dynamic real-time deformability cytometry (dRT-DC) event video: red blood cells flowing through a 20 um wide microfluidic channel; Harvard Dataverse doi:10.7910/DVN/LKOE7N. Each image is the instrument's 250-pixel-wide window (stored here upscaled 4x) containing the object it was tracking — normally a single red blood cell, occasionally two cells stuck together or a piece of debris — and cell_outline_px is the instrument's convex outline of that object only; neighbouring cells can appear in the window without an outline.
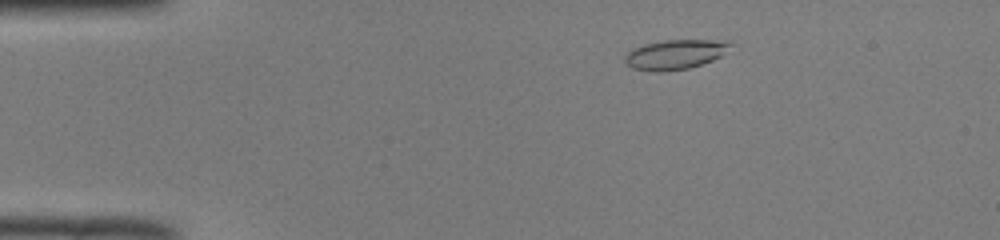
{"species": "common noctule bat (a hibernating species)", "species_latin": "Nyctalus noctula", "temperature_condition": "room temperature", "stored_images_in_passage": 49, "camera_frame_rate_fps": 3000, "um_per_image_px": 0.085, "animal": {"sex": "male", "body_mass_g": 19.0, "forearm_length_mm": 50.8}, "frame": {"image": 1, "passage_image": 7, "time_ms": 2.0, "image_size_px": [1000, 240], "cell_outline_px": [[732, 44], [720, 56], [712, 60], [688, 68], [656, 72], [632, 68], [624, 64], [624, 60], [628, 52], [632, 48], [644, 44], [664, 40], [708, 40]], "centroid_in_image_um": [57.27, 4.64], "position_along_channel_um": 27.7, "area_um2": 17.8}}
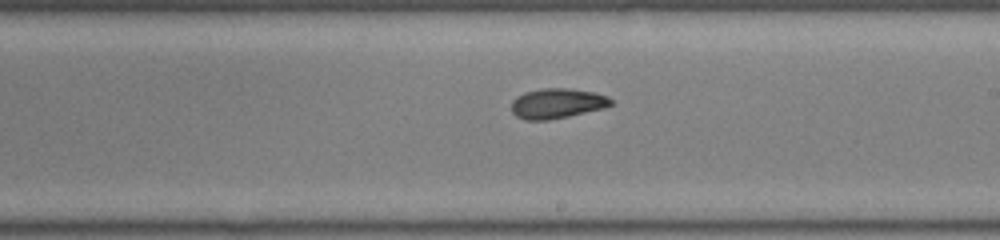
{"frame": {"image": 2, "passage_image": 28, "time_ms": 9.0, "image_size_px": [1000, 240], "cell_outline_px": [[612, 104], [604, 108], [568, 116], [548, 120], [524, 120], [516, 116], [512, 112], [512, 100], [516, 96], [524, 92], [544, 88], [568, 88], [592, 92], [608, 96], [612, 100]], "centroid_in_image_um": [47.33, 8.79], "position_along_channel_um": 241.7, "area_um2": 17.4}}
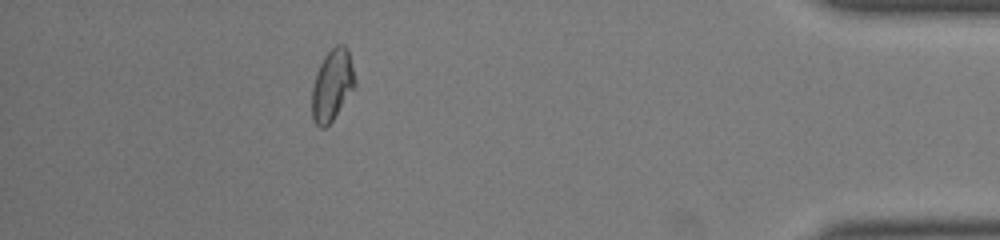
{"frame": {"image": 3, "passage_image": 44, "time_ms": 14.333, "image_size_px": [1000, 240], "cell_outline_px": [[356, 84], [332, 120], [324, 128], [320, 128], [312, 120], [312, 88], [316, 72], [324, 56], [336, 44], [344, 44], [348, 48], [356, 80]], "centroid_in_image_um": [28.23, 7.21], "position_along_channel_um": 407.0, "area_um2": 17.8}, "authors_computed_cell_mechanics": {"area_um2": 17.7446, "velocity_mm_per_s": 3.9912, "shape_relaxation_time_tau1_ms": 6.1496, "shape_relaxation_time_tau2_ms": 3.3048, "deformation_change_tau1": 0.1643, "deformation_change_tau2": 0.0803}}